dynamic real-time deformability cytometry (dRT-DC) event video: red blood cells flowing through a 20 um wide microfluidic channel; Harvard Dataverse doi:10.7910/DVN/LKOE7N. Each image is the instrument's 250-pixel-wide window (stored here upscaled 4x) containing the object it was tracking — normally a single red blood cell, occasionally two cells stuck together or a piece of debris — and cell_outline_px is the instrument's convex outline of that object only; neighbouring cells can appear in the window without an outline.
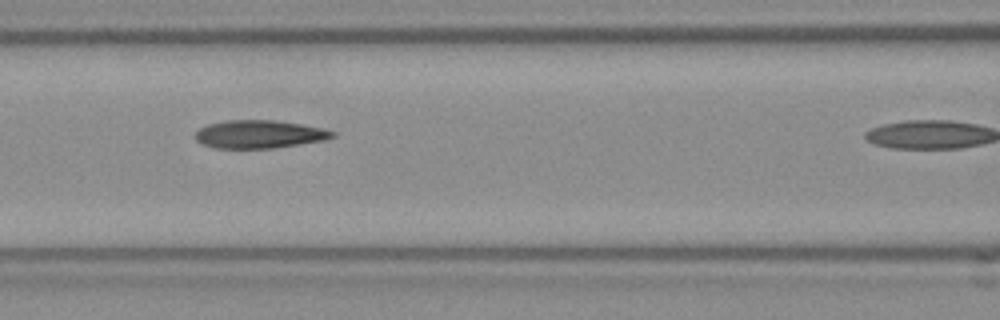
{"species": "Egyptian fruit bat (a non-hibernating species)", "species_latin": "Rousettus aegyptiacus", "temperature_condition": "room temperature", "stored_images_in_passage": 24, "camera_frame_rate_fps": 3000, "um_per_image_px": 0.085, "frame": {"image": 1, "passage_image": 17, "time_ms": 5.333, "image_size_px": [1000, 320], "cell_outline_px": [[336, 136], [324, 140], [272, 148], [216, 148], [200, 144], [196, 140], [196, 132], [200, 128], [208, 124], [228, 120], [276, 120], [324, 128], [336, 132]], "centroid_in_image_um": [22.04, 11.4], "position_along_channel_um": 144.6, "area_um2": 22.37}}